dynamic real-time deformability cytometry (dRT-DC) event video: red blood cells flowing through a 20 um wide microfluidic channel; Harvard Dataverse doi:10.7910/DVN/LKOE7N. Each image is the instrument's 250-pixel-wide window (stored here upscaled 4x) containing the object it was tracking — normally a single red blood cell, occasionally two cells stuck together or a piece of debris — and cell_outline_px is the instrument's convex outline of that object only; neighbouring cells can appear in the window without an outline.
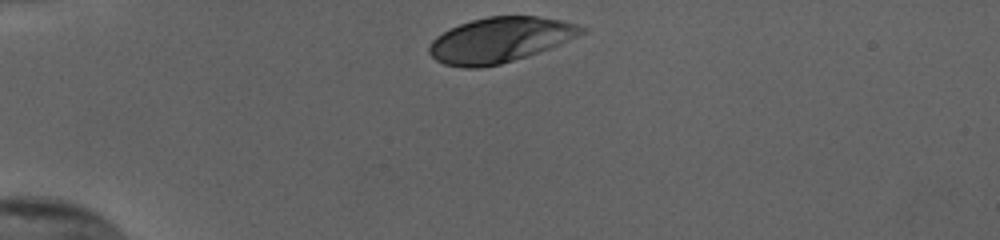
{"species": "human", "species_latin": "Homo sapiens", "temperature_condition": "cold", "stored_images_in_passage": 32, "camera_frame_rate_fps": 3000, "um_per_image_px": 0.085, "donor": {"sex": "female"}, "frame": {"image": 1, "passage_image": 1, "time_ms": 0.0, "image_size_px": [1000, 240], "cell_outline_px": [[588, 32], [560, 44], [528, 56], [500, 64], [480, 68], [464, 68], [444, 64], [436, 60], [428, 52], [428, 48], [432, 40], [436, 36], [460, 24], [472, 20], [488, 16], [536, 16], [564, 20], [588, 28]], "centroid_in_image_um": [42.53, 3.39], "position_along_channel_um": 42.5, "area_um2": 40.23}}
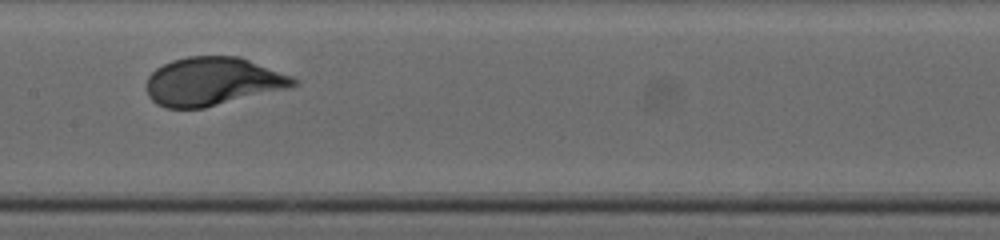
{"frame": {"image": 2, "passage_image": 16, "time_ms": 5.0, "image_size_px": [1000, 240], "cell_outline_px": [[300, 84], [292, 88], [204, 108], [164, 108], [156, 104], [148, 96], [144, 88], [144, 84], [148, 76], [156, 68], [172, 60], [188, 56], [236, 56], [248, 60], [292, 76], [300, 80]], "centroid_in_image_um": [18.07, 6.94], "position_along_channel_um": 189.3, "area_um2": 41.91}}
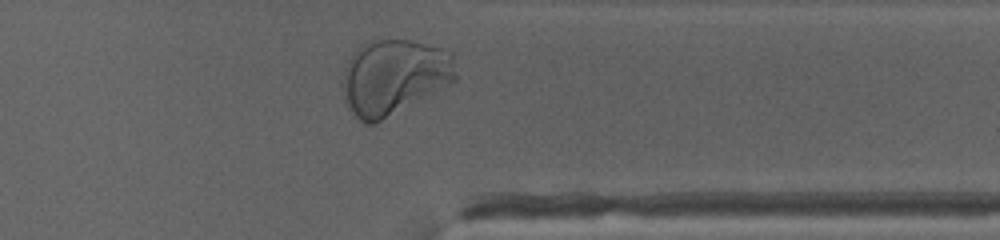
{"frame": {"image": 3, "passage_image": 31, "time_ms": 10.0, "image_size_px": [1000, 240], "cell_outline_px": [[456, 80], [376, 124], [364, 124], [348, 108], [344, 100], [340, 84], [340, 80], [344, 64], [352, 52], [360, 44], [368, 40], [408, 40], [444, 48], [452, 52], [456, 76]], "centroid_in_image_um": [33.41, 6.53], "position_along_channel_um": 378.0, "area_um2": 50.4}, "authors_computed_cell_mechanics": {"area_um2": 41.7316, "velocity_mm_per_s": 3.7905, "shape_relaxation_time_tau1_ms": 2.5059, "shape_relaxation_time_tau2_ms": null, "deformation_change_tau1": 0.1629, "deformation_change_tau2": null}}